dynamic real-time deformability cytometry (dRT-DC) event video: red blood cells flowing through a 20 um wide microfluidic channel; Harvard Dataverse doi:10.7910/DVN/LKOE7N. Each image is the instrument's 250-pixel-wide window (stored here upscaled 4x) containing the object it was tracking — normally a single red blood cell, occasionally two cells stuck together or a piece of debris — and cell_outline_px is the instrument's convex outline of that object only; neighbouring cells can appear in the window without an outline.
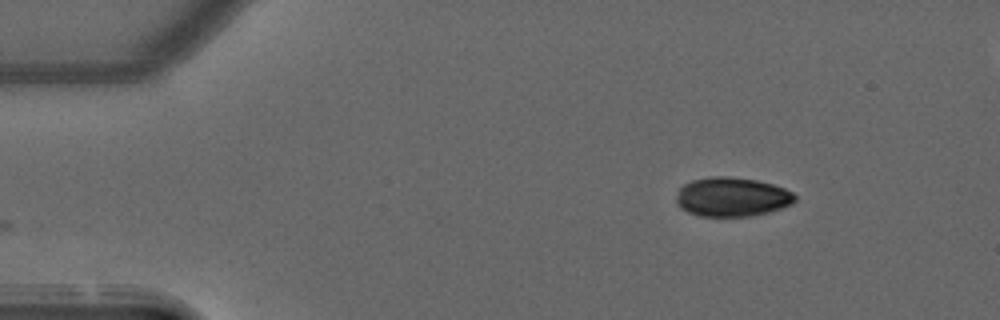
{"species": "common noctule bat (a hibernating species)", "species_latin": "Nyctalus noctula", "temperature_condition": "warm", "stored_images_in_passage": 10, "camera_frame_rate_fps": 3000, "um_per_image_px": 0.085, "animal": {"sex": "male", "forearm_length_mm": 52.5}, "frame": {"image": 1, "passage_image": 1, "time_ms": 0.0, "image_size_px": [1000, 320], "cell_outline_px": [[796, 200], [792, 204], [768, 212], [752, 216], [700, 216], [688, 212], [680, 208], [676, 204], [676, 196], [680, 188], [684, 184], [692, 180], [712, 176], [728, 176], [756, 180], [772, 184], [784, 188], [792, 192], [796, 196]], "centroid_in_image_um": [62.2, 16.74], "position_along_channel_um": 22.8, "area_um2": 27.17}}